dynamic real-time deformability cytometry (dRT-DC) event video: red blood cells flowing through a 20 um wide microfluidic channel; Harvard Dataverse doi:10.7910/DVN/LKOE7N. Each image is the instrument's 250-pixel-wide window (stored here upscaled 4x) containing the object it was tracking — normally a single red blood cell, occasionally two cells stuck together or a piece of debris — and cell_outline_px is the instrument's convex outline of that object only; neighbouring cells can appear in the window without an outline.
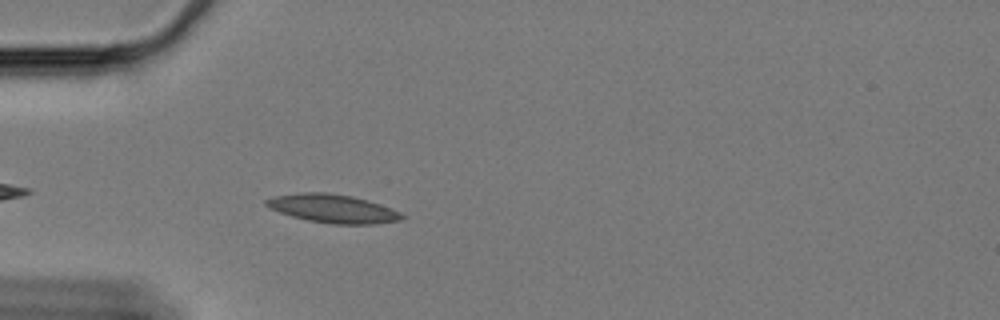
{"species": "Egyptian fruit bat (a non-hibernating species)", "species_latin": "Rousettus aegyptiacus", "temperature_condition": "cold", "stored_images_in_passage": 24, "camera_frame_rate_fps": 3000, "um_per_image_px": 0.085, "animal": {"sex": "female"}, "frame": {"image": 1, "passage_image": 5, "time_ms": 1.333, "image_size_px": [1000, 320], "cell_outline_px": [[404, 216], [400, 220], [376, 224], [332, 224], [308, 220], [292, 216], [268, 208], [264, 204], [264, 200], [272, 196], [300, 192], [324, 192], [352, 196], [368, 200], [400, 212]], "centroid_in_image_um": [28.23, 17.72], "position_along_channel_um": 56.8, "area_um2": 22.48}}
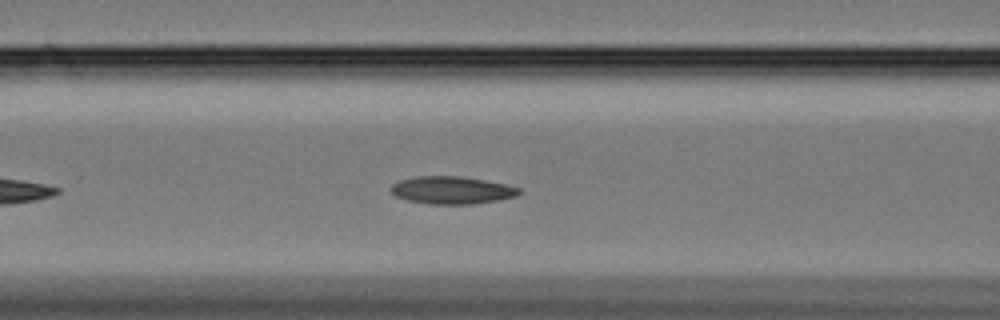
{"frame": {"image": 2, "passage_image": 12, "time_ms": 3.667, "image_size_px": [1000, 320], "cell_outline_px": [[524, 192], [516, 196], [500, 200], [472, 204], [428, 204], [408, 200], [396, 196], [392, 192], [392, 184], [400, 180], [416, 176], [464, 176], [504, 184], [520, 188]], "centroid_in_image_um": [38.45, 16.16], "position_along_channel_um": 128.2, "area_um2": 20.63}}
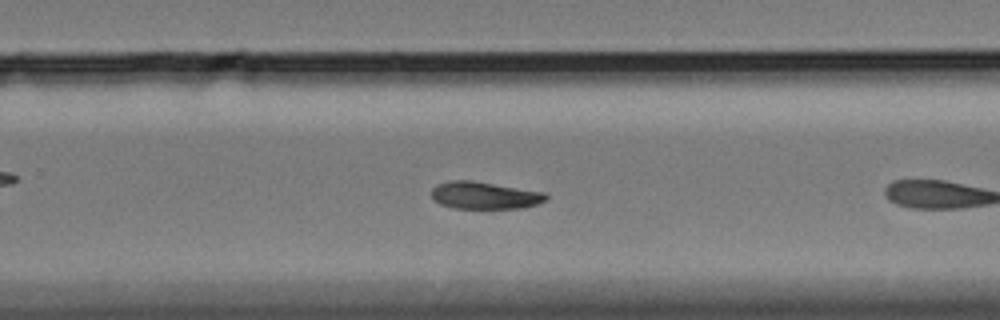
{"frame": {"image": 3, "passage_image": 23, "time_ms": 7.333, "image_size_px": [1000, 320], "cell_outline_px": [[548, 200], [524, 208], [452, 208], [440, 204], [432, 200], [432, 188], [436, 184], [448, 180], [472, 180], [548, 192]], "centroid_in_image_um": [41.21, 16.6], "position_along_channel_um": 288.6, "area_um2": 18.61}}